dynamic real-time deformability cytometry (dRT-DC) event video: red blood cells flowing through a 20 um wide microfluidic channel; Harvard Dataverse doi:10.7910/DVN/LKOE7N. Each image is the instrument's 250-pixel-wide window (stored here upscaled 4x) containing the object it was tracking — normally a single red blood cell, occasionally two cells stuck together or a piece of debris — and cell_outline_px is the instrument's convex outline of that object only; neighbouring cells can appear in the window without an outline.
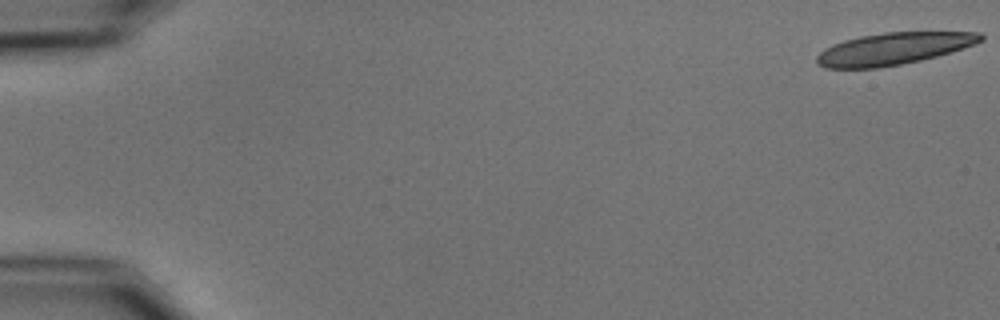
{"species": "common noctule bat (a hibernating species)", "species_latin": "Nyctalus noctula", "temperature_condition": "cold", "stored_images_in_passage": 20, "camera_frame_rate_fps": 3000, "um_per_image_px": 0.085, "animal": {"sex": "male", "body_mass_g": 15.6}, "frame": {"image": 1, "passage_image": 1, "time_ms": 0.0, "image_size_px": [1000, 320], "cell_outline_px": [[984, 40], [936, 56], [920, 60], [900, 64], [876, 68], [824, 68], [816, 64], [816, 56], [824, 48], [832, 44], [844, 40], [860, 36], [884, 32], [980, 32], [984, 36]], "centroid_in_image_um": [75.87, 4.13], "position_along_channel_um": 9.1, "area_um2": 30.35}}